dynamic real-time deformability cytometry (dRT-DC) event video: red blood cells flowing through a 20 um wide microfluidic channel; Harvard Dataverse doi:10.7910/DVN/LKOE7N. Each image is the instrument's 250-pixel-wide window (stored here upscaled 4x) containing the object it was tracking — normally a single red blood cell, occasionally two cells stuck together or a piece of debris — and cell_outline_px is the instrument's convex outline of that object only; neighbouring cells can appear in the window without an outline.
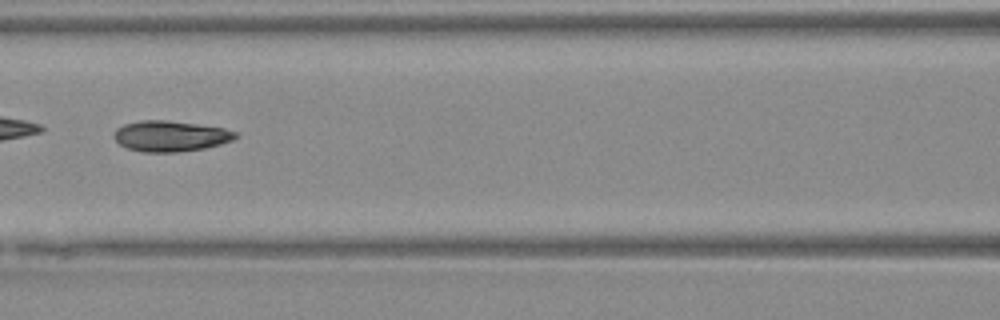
{"species": "Egyptian fruit bat (a non-hibernating species)", "species_latin": "Rousettus aegyptiacus", "temperature_condition": "warm", "stored_images_in_passage": 13, "camera_frame_rate_fps": 3000, "um_per_image_px": 0.085, "animal": {"sex": "female"}, "frame": {"image": 1, "passage_image": 8, "time_ms": 2.333, "image_size_px": [1000, 320], "cell_outline_px": [[240, 136], [232, 140], [220, 144], [204, 148], [176, 152], [144, 152], [128, 148], [120, 144], [112, 136], [112, 132], [116, 128], [124, 124], [140, 120], [168, 120], [224, 128], [236, 132]], "centroid_in_image_um": [14.46, 11.56], "position_along_channel_um": 152.1, "area_um2": 21.79}}